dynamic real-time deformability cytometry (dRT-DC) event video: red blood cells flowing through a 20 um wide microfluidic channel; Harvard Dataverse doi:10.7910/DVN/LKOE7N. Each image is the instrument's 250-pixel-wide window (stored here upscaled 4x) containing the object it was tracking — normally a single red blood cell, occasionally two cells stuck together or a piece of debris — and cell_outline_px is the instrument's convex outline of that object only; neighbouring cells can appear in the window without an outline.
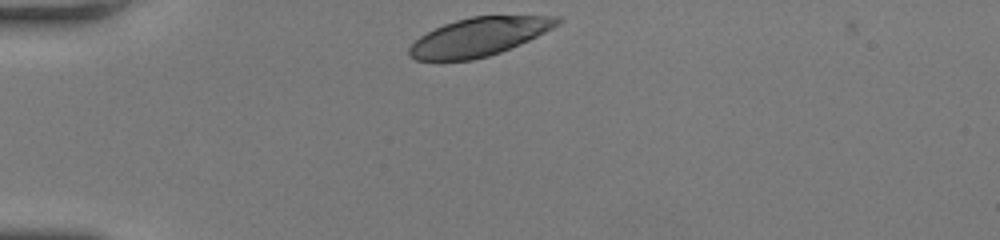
{"species": "human", "species_latin": "Homo sapiens", "temperature_condition": "room temperature", "stored_images_in_passage": 32, "camera_frame_rate_fps": 3000, "um_per_image_px": 0.085, "donor": {"sex": "female"}, "frame": {"image": 1, "passage_image": 1, "time_ms": 0.0, "image_size_px": [1000, 240], "cell_outline_px": [[564, 20], [560, 24], [520, 44], [500, 52], [488, 56], [472, 60], [416, 60], [408, 56], [408, 48], [420, 36], [444, 24], [456, 20], [472, 16], [560, 16]], "centroid_in_image_um": [40.72, 3.13], "position_along_channel_um": 44.3, "area_um2": 32.89}}
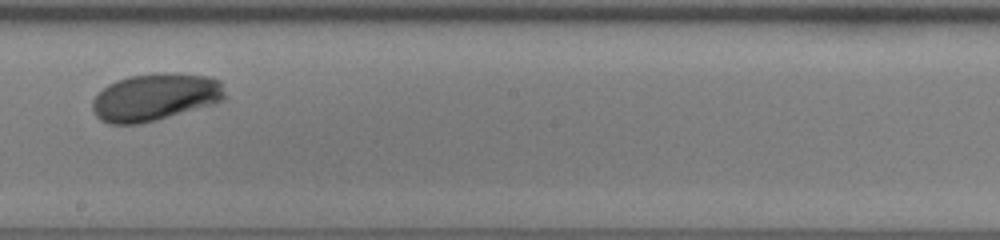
{"frame": {"image": 2, "passage_image": 19, "time_ms": 6.0, "image_size_px": [1000, 240], "cell_outline_px": [[224, 100], [212, 104], [156, 120], [140, 124], [108, 124], [100, 120], [92, 112], [92, 100], [108, 84], [116, 80], [128, 76], [156, 72], [164, 72], [208, 76], [220, 80], [224, 92]], "centroid_in_image_um": [13.15, 8.25], "position_along_channel_um": 235.1, "area_um2": 36.65}}
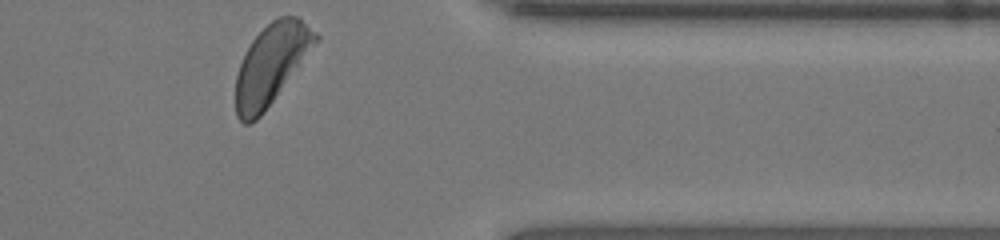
{"frame": {"image": 3, "passage_image": 32, "time_ms": 10.333, "image_size_px": [1000, 240], "cell_outline_px": [[320, 40], [264, 112], [256, 120], [248, 124], [244, 124], [236, 116], [236, 76], [240, 64], [252, 40], [272, 20], [280, 16], [300, 16], [320, 36]], "centroid_in_image_um": [23.09, 5.45], "position_along_channel_um": 388.3, "area_um2": 37.05}, "authors_computed_cell_mechanics": {"area_um2": 36.2406, "velocity_mm_per_s": 3.8015, "shape_relaxation_time_tau1_ms": 3.1185, "shape_relaxation_time_tau2_ms": null, "deformation_change_tau1": 0.1497, "deformation_change_tau2": null}}